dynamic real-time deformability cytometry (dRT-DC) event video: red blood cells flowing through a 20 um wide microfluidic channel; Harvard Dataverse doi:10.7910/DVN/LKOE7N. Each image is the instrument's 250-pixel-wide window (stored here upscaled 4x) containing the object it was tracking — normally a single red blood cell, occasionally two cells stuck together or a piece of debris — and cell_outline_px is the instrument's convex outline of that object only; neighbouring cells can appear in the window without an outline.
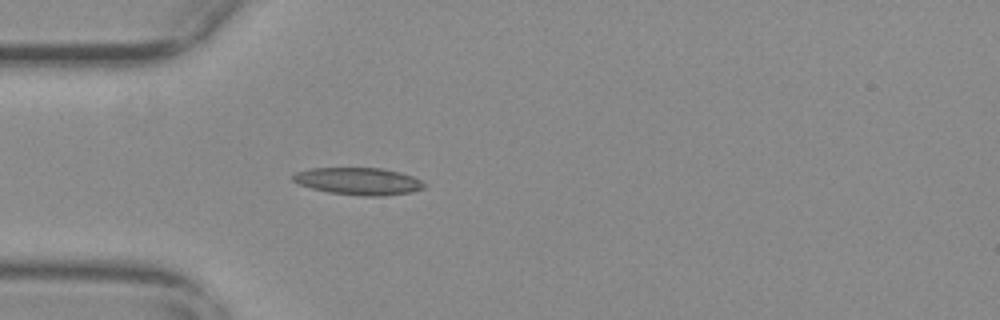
{"species": "common noctule bat (a hibernating species)", "species_latin": "Nyctalus noctula", "temperature_condition": "warm", "stored_images_in_passage": 45, "camera_frame_rate_fps": 3000, "um_per_image_px": 0.085, "animal": {"sex": "female", "body_mass_g": 29.2, "forearm_length_mm": 56.3}, "frame": {"image": 1, "passage_image": 6, "time_ms": 1.667, "image_size_px": [1000, 320], "cell_outline_px": [[428, 184], [424, 188], [412, 192], [384, 196], [364, 196], [328, 192], [312, 188], [300, 184], [292, 180], [292, 176], [296, 172], [312, 168], [384, 168], [400, 172], [412, 176]], "centroid_in_image_um": [30.52, 15.4], "position_along_channel_um": 54.5, "area_um2": 20.87}}
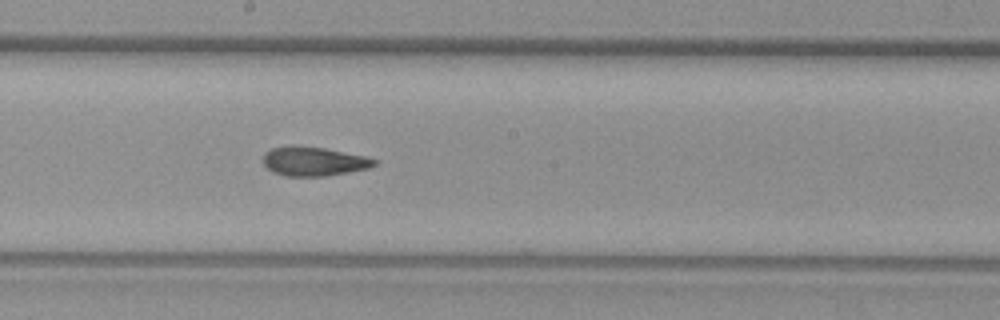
{"frame": {"image": 2, "passage_image": 20, "time_ms": 6.333, "image_size_px": [1000, 320], "cell_outline_px": [[376, 164], [368, 168], [348, 172], [324, 176], [284, 176], [272, 172], [264, 164], [264, 152], [272, 148], [292, 144], [324, 148], [368, 156], [376, 160]], "centroid_in_image_um": [26.65, 13.7], "position_along_channel_um": 221.6, "area_um2": 19.02}}
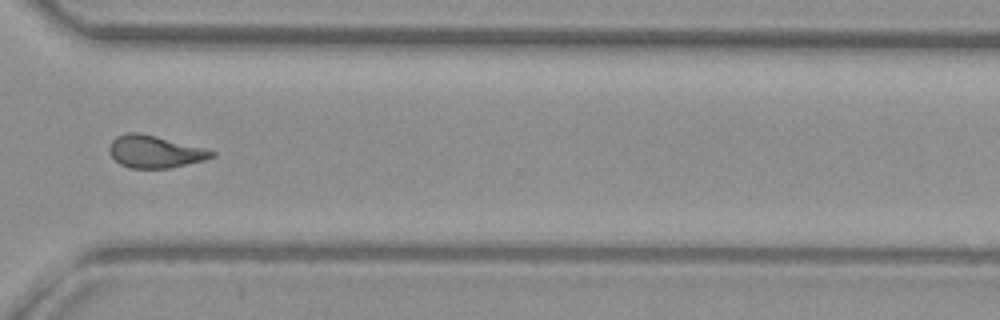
{"frame": {"image": 3, "passage_image": 31, "time_ms": 10.0, "image_size_px": [1000, 320], "cell_outline_px": [[216, 156], [204, 160], [168, 168], [128, 168], [120, 164], [108, 152], [108, 148], [112, 140], [116, 136], [128, 132], [140, 132], [204, 148], [216, 152]], "centroid_in_image_um": [13.13, 12.88], "position_along_channel_um": 357.5, "area_um2": 19.25}, "authors_computed_cell_mechanics": {"area_um2": 19.2474, "velocity_mm_per_s": 3.7072, "shape_relaxation_time_tau1_ms": 11.24, "shape_relaxation_time_tau2_ms": 3.2414, "deformation_change_tau1": 0.2659, "deformation_change_tau2": 0.1218}}